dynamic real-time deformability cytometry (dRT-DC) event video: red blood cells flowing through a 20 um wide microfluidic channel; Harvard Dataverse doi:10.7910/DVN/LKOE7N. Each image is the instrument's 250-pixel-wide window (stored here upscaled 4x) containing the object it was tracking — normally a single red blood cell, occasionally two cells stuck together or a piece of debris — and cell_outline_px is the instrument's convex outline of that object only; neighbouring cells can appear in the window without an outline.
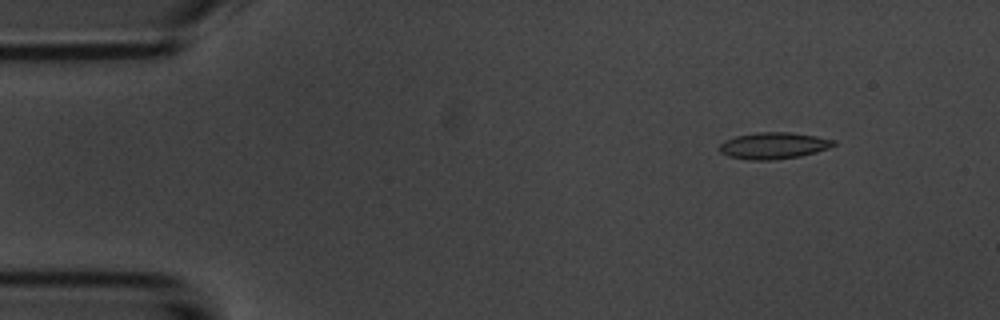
{"species": "common noctule bat (a hibernating species)", "species_latin": "Nyctalus noctula", "temperature_condition": "room temperature", "stored_images_in_passage": 54, "camera_frame_rate_fps": 3000, "um_per_image_px": 0.085, "animal": {"sex": "male", "body_mass_g": 20.1, "forearm_length_mm": 53.5}, "frame": {"image": 1, "passage_image": 6, "time_ms": 1.667, "image_size_px": [1000, 320], "cell_outline_px": [[836, 144], [828, 148], [816, 152], [800, 156], [772, 160], [748, 160], [728, 156], [720, 152], [716, 148], [724, 140], [736, 136], [756, 132], [792, 132], [816, 136], [836, 140]], "centroid_in_image_um": [65.72, 12.37], "position_along_channel_um": 19.3, "area_um2": 17.86}}
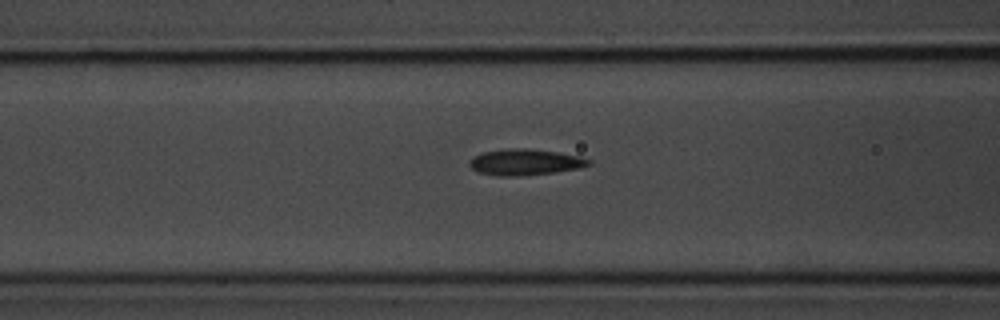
{"frame": {"image": 2, "passage_image": 21, "time_ms": 6.667, "image_size_px": [1000, 320], "cell_outline_px": [[592, 164], [580, 168], [552, 172], [520, 176], [496, 176], [476, 172], [468, 164], [468, 160], [472, 156], [484, 152], [508, 148], [528, 148], [560, 152], [580, 156], [592, 160]], "centroid_in_image_um": [44.61, 13.77], "position_along_channel_um": 122.0, "area_um2": 18.44}}
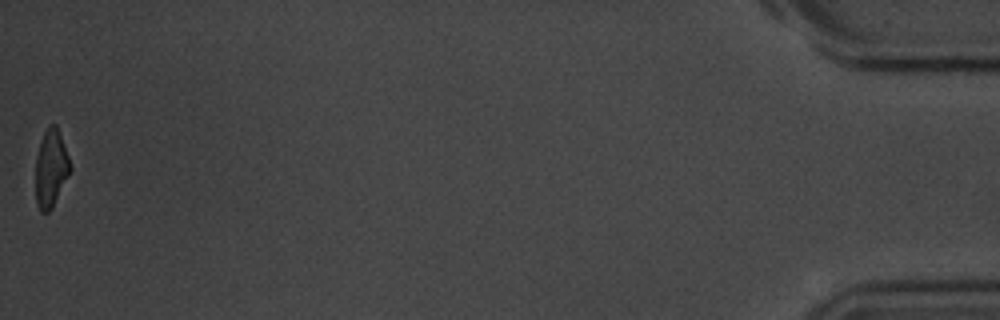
{"frame": {"image": 3, "passage_image": 54, "time_ms": 17.667, "image_size_px": [1000, 320], "cell_outline_px": [[72, 168], [52, 208], [48, 212], [40, 212], [36, 204], [36, 156], [40, 140], [48, 124], [56, 124], [68, 156]], "centroid_in_image_um": [4.32, 14.31], "position_along_channel_um": 430.9, "area_um2": 15.61}, "authors_computed_cell_mechanics": {"area_um2": 17.6001, "velocity_mm_per_s": 3.7086, "shape_relaxation_time_tau1_ms": 4.8224, "shape_relaxation_time_tau2_ms": 3.5968, "deformation_change_tau1": 0.1448, "deformation_change_tau2": 0.1162}}